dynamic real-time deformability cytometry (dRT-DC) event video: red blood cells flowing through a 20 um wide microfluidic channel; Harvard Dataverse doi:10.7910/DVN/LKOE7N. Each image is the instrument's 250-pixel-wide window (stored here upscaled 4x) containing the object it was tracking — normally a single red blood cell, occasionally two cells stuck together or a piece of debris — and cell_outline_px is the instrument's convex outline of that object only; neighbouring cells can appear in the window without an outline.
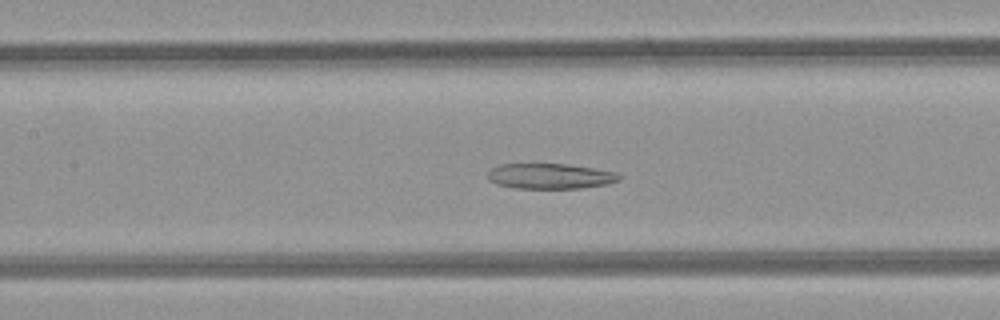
{"species": "common noctule bat (a hibernating species)", "species_latin": "Nyctalus noctula", "temperature_condition": "room temperature", "stored_images_in_passage": 48, "camera_frame_rate_fps": 3000, "um_per_image_px": 0.085, "animal": {"sex": "female", "body_mass_g": 21.9}, "frame": {"image": 1, "passage_image": 22, "time_ms": 7.0, "image_size_px": [1000, 320], "cell_outline_px": [[624, 176], [620, 180], [608, 184], [584, 188], [516, 188], [496, 184], [488, 180], [488, 172], [492, 168], [500, 164], [568, 164], [620, 172]], "centroid_in_image_um": [46.84, 14.97], "position_along_channel_um": 160.6, "area_um2": 19.71}}
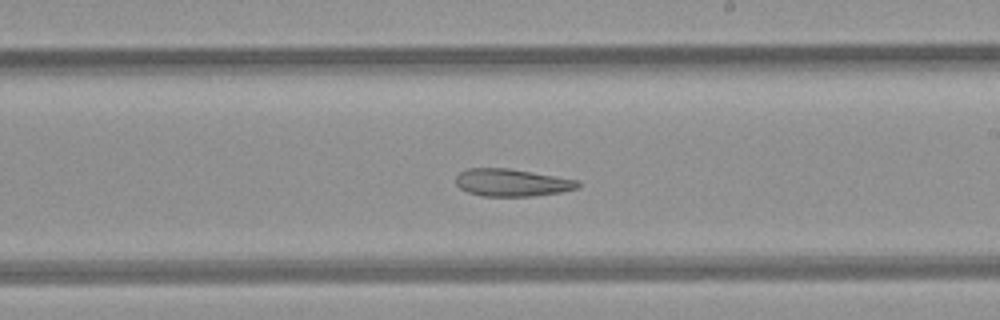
{"frame": {"image": 2, "passage_image": 28, "time_ms": 9.0, "image_size_px": [1000, 320], "cell_outline_px": [[580, 188], [560, 192], [536, 196], [480, 196], [468, 192], [460, 188], [456, 184], [456, 176], [460, 172], [468, 168], [508, 168], [580, 180]], "centroid_in_image_um": [43.53, 15.52], "position_along_channel_um": 245.5, "area_um2": 19.65}}
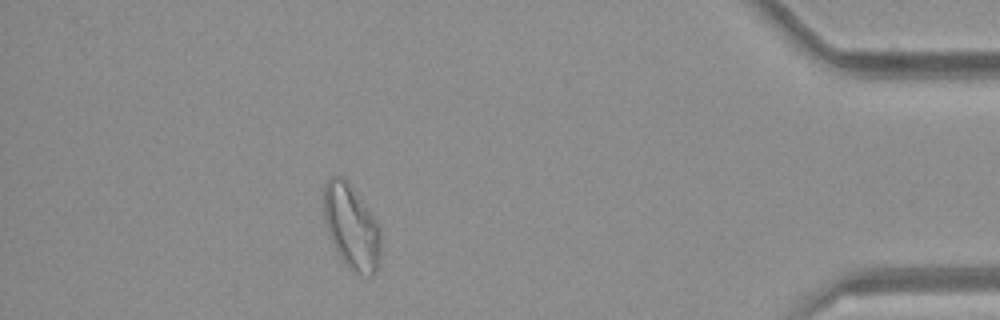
{"frame": {"image": 3, "passage_image": 43, "time_ms": 14.0, "image_size_px": [1000, 320], "cell_outline_px": [[380, 260], [376, 272], [368, 276], [356, 276], [348, 268], [340, 256], [328, 232], [324, 216], [324, 184], [332, 176], [340, 176], [348, 184], [376, 220], [380, 228]], "centroid_in_image_um": [29.89, 19.36], "position_along_channel_um": 405.3, "area_um2": 27.63}}